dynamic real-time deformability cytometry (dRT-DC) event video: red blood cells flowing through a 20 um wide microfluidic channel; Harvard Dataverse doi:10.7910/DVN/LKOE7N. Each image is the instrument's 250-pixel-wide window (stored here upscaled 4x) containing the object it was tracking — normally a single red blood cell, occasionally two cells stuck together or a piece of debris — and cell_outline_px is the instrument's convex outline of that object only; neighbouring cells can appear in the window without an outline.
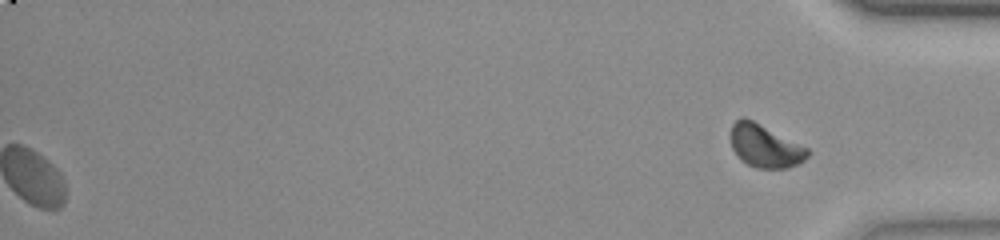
{"species": "common noctule bat (a hibernating species)", "species_latin": "Nyctalus noctula", "temperature_condition": "room temperature", "stored_images_in_passage": 41, "segment_of_instrument_passage": [2, 2], "camera_frame_rate_fps": 3000, "um_per_image_px": 0.085, "animal": {"sex": "female", "body_mass_g": 23.0, "forearm_length_mm": 53.4}, "frame": {"image": 1, "passage_image": 41, "time_ms": 13.333, "image_size_px": [1000, 240], "cell_outline_px": [[812, 152], [804, 160], [796, 164], [784, 168], [756, 168], [740, 160], [732, 148], [732, 124], [736, 120], [744, 116], [808, 148]], "centroid_in_image_um": [65.03, 12.42], "position_along_channel_um": 370.2, "area_um2": 18.9}}